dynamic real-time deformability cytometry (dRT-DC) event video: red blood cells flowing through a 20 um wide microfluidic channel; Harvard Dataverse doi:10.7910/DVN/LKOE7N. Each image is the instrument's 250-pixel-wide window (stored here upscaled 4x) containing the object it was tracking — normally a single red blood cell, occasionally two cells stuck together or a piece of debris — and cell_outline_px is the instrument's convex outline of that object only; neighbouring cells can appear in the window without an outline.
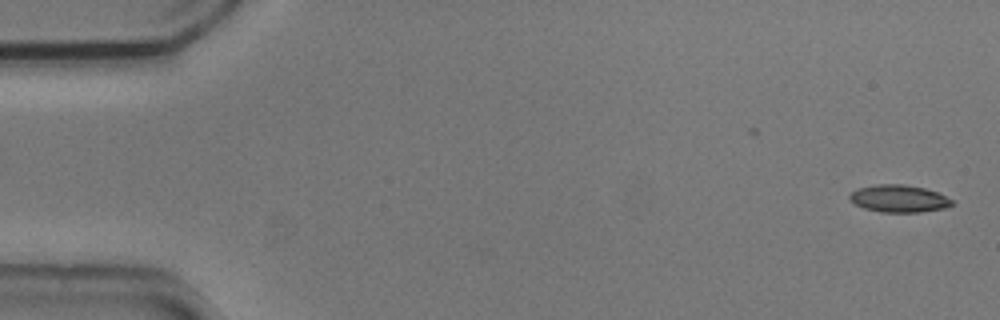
{"species": "common noctule bat (a hibernating species)", "species_latin": "Nyctalus noctula", "temperature_condition": "cold", "stored_images_in_passage": 49, "camera_frame_rate_fps": 3000, "um_per_image_px": 0.085, "animal": {"sex": "male", "body_mass_g": 20.5, "forearm_length_mm": 52.5}, "frame": {"image": 1, "passage_image": 1, "time_ms": 0.0, "image_size_px": [1000, 320], "cell_outline_px": [[956, 204], [944, 208], [920, 212], [880, 212], [864, 208], [856, 204], [848, 196], [852, 192], [860, 188], [880, 184], [904, 184], [924, 188], [936, 192], [952, 200]], "centroid_in_image_um": [76.44, 16.89], "position_along_channel_um": 8.6, "area_um2": 16.07}}
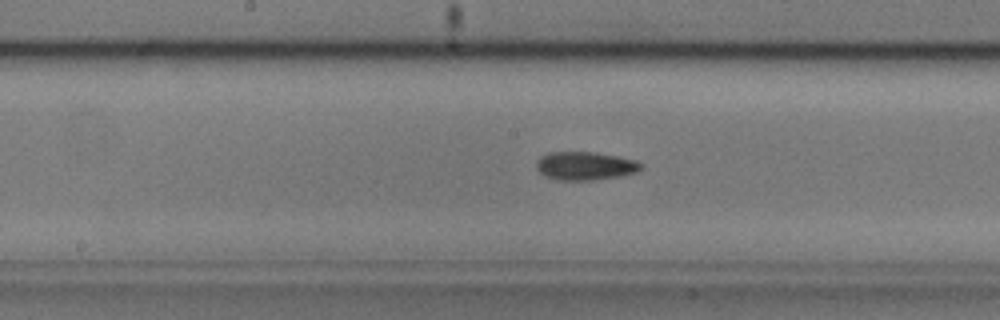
{"frame": {"image": 2, "passage_image": 27, "time_ms": 8.667, "image_size_px": [1000, 320], "cell_outline_px": [[644, 168], [636, 172], [616, 176], [592, 180], [560, 180], [544, 176], [536, 168], [536, 164], [540, 156], [548, 152], [596, 152], [636, 160], [644, 164]], "centroid_in_image_um": [49.74, 14.09], "position_along_channel_um": 198.5, "area_um2": 17.28}}
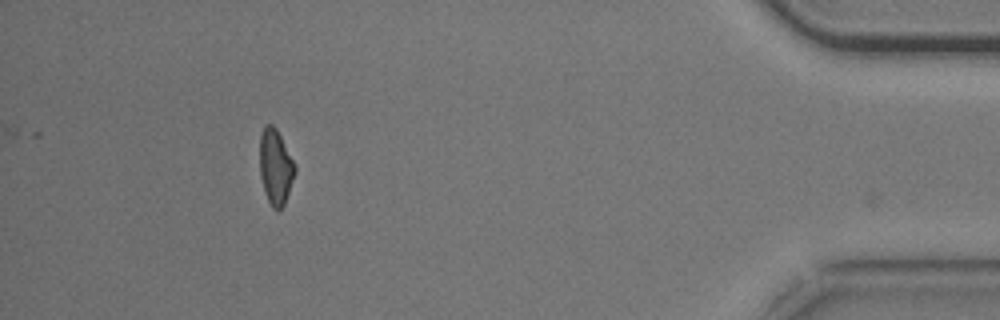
{"frame": {"image": 3, "passage_image": 49, "time_ms": 16.0, "image_size_px": [1000, 320], "cell_outline_px": [[296, 172], [284, 204], [280, 208], [272, 208], [264, 192], [260, 176], [260, 136], [264, 124], [272, 124], [276, 128], [296, 168]], "centroid_in_image_um": [23.4, 14.18], "position_along_channel_um": 411.8, "area_um2": 15.2}, "authors_computed_cell_mechanics": {"area_um2": 16.5886, "velocity_mm_per_s": 3.7227, "shape_relaxation_time_tau1_ms": 3.514, "shape_relaxation_time_tau2_ms": 9.9301, "deformation_change_tau1": 0.1082, "deformation_change_tau2": 0.2057}}